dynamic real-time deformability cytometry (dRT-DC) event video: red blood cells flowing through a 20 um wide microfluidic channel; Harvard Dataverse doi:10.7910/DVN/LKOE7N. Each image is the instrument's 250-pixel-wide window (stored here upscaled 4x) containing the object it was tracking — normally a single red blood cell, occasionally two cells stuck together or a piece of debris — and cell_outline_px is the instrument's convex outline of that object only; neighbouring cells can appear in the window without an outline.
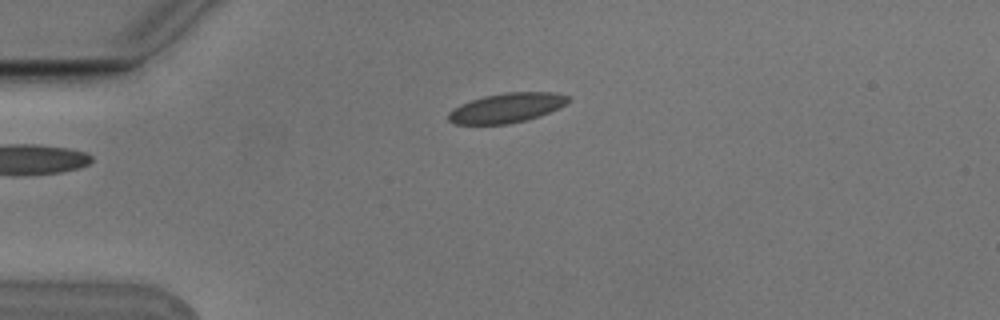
{"species": "Egyptian fruit bat (a non-hibernating species)", "species_latin": "Rousettus aegyptiacus", "temperature_condition": "cold", "stored_images_in_passage": 2, "camera_frame_rate_fps": 3000, "um_per_image_px": 0.085, "animal": {"sex": "male"}, "frame": {"image": 1, "passage_image": 2, "time_ms": 0.333, "image_size_px": [1000, 320], "cell_outline_px": [[568, 100], [564, 104], [548, 112], [524, 120], [508, 124], [456, 124], [448, 120], [448, 112], [452, 108], [460, 104], [484, 96], [504, 92], [552, 92], [568, 96]], "centroid_in_image_um": [42.98, 9.16], "position_along_channel_um": 42.0, "area_um2": 20.29}}